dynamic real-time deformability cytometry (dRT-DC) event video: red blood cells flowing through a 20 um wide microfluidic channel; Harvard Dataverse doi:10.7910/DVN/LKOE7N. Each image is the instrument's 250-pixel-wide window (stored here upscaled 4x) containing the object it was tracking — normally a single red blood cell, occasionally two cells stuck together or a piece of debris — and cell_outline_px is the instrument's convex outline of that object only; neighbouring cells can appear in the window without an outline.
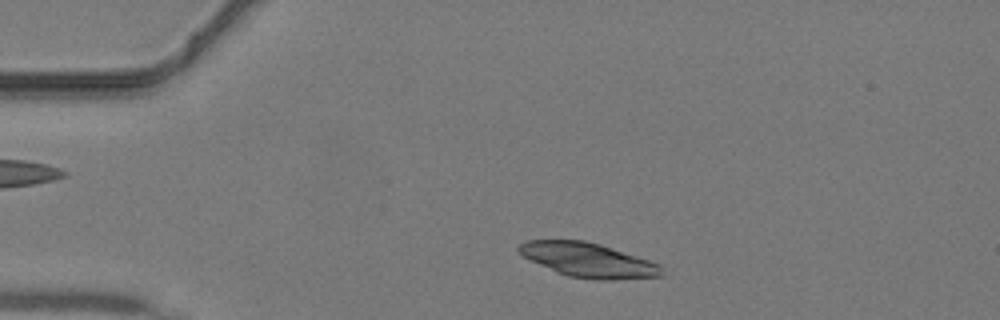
{"species": "common noctule bat (a hibernating species)", "species_latin": "Nyctalus noctula", "temperature_condition": "warm", "stored_images_in_passage": 12, "camera_frame_rate_fps": 3000, "um_per_image_px": 0.085, "animal": {"sex": "male", "body_mass_g": 19.2, "forearm_length_mm": 51.8}, "frame": {"image": 1, "passage_image": 5, "time_ms": 1.333, "image_size_px": [1000, 320], "cell_outline_px": [[664, 276], [612, 280], [600, 280], [568, 276], [556, 272], [524, 256], [516, 248], [524, 240], [584, 240], [600, 244], [660, 264], [664, 268]], "centroid_in_image_um": [50.03, 22.11], "position_along_channel_um": 35.0, "area_um2": 28.44}}